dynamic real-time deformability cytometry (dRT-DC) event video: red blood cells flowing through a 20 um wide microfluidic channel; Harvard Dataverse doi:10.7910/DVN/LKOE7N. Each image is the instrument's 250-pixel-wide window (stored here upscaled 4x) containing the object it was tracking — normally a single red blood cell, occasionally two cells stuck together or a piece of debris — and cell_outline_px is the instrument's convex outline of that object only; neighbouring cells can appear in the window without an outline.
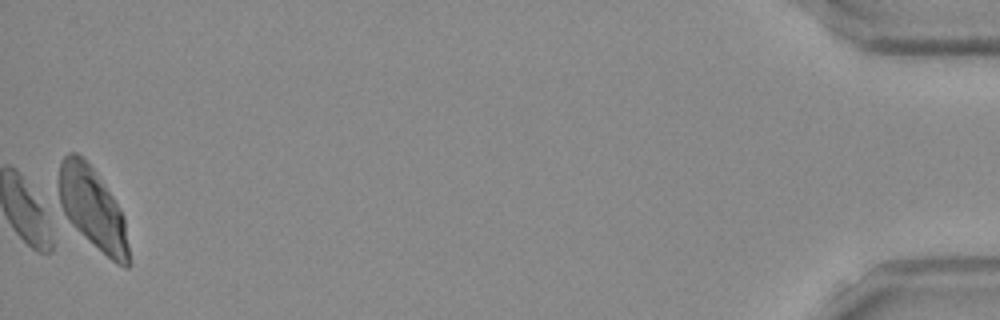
{"species": "Egyptian fruit bat (a non-hibernating species)", "species_latin": "Rousettus aegyptiacus", "temperature_condition": "room temperature", "stored_images_in_passage": 50, "camera_frame_rate_fps": 3000, "um_per_image_px": 0.085, "frame": {"image": 1, "passage_image": 50, "time_ms": 16.333, "image_size_px": [1000, 320], "cell_outline_px": [[132, 264], [128, 268], [124, 268], [116, 264], [64, 220], [60, 204], [60, 160], [68, 152], [76, 152], [96, 172], [112, 196], [124, 216]], "centroid_in_image_um": [7.9, 17.8], "position_along_channel_um": 427.3, "area_um2": 33.64}, "authors_computed_cell_mechanics": {"area_um2": 22.5131, "velocity_mm_per_s": 3.8873, "shape_relaxation_time_tau1_ms": null, "shape_relaxation_time_tau2_ms": 5.4295, "deformation_change_tau1": null, "deformation_change_tau2": 0.125}}